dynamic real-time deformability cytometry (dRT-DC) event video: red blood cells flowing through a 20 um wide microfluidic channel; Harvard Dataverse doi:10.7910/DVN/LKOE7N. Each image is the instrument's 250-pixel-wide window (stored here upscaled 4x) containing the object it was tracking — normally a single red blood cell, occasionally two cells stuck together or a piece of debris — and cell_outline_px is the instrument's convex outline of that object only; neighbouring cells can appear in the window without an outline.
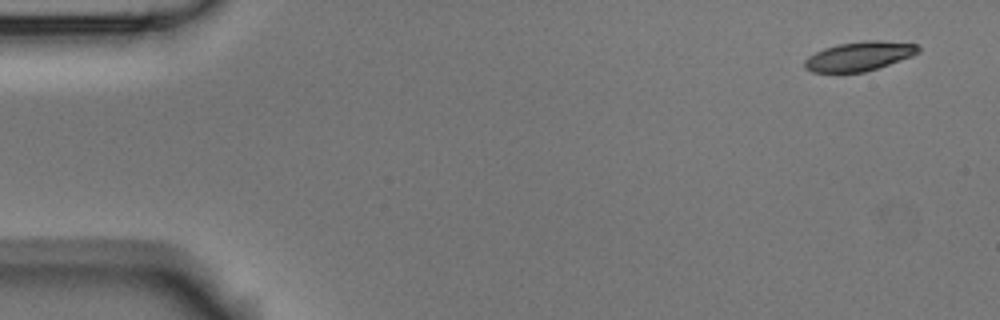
{"species": "Egyptian fruit bat (a non-hibernating species)", "species_latin": "Rousettus aegyptiacus", "temperature_condition": "room temperature", "stored_images_in_passage": 6, "camera_frame_rate_fps": 3000, "um_per_image_px": 0.085, "animal": {"sex": "male"}, "frame": {"image": 1, "passage_image": 1, "time_ms": 0.0, "image_size_px": [1000, 320], "cell_outline_px": [[920, 52], [912, 56], [864, 72], [812, 72], [804, 68], [804, 60], [808, 56], [824, 48], [836, 44], [868, 40], [880, 40], [916, 44], [920, 48]], "centroid_in_image_um": [73.02, 4.77], "position_along_channel_um": 12.0, "area_um2": 19.31}}
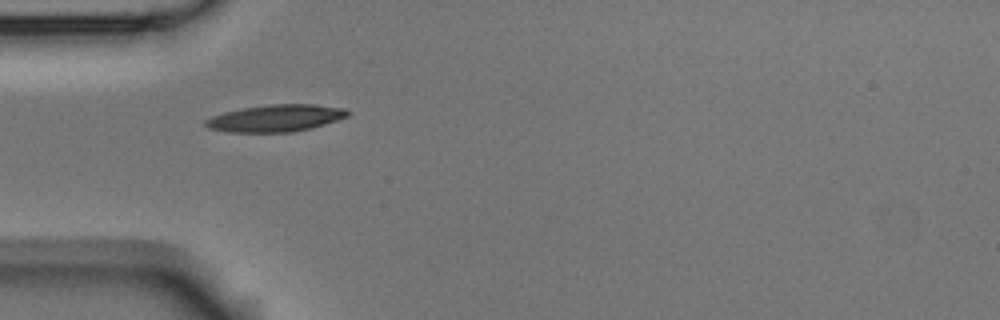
{"frame": {"image": 2, "passage_image": 5, "time_ms": 4.667, "image_size_px": [1000, 320], "cell_outline_px": [[352, 112], [348, 116], [312, 128], [292, 132], [228, 132], [208, 128], [204, 124], [204, 120], [212, 116], [224, 112], [244, 108], [268, 104], [312, 104], [344, 108]], "centroid_in_image_um": [23.43, 10.04], "position_along_channel_um": 61.6, "area_um2": 22.37}}
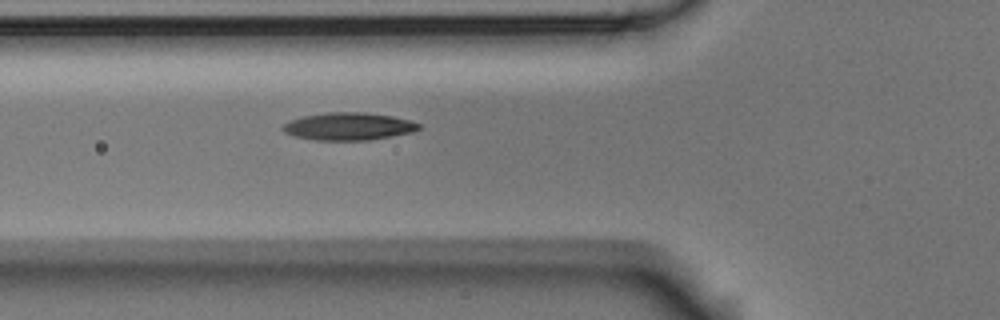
{"frame": {"image": 3, "passage_image": 6, "time_ms": 5.667, "image_size_px": [1000, 320], "cell_outline_px": [[420, 128], [412, 132], [368, 140], [316, 140], [296, 136], [284, 132], [280, 128], [288, 120], [304, 116], [328, 112], [364, 112], [392, 116], [408, 120], [420, 124]], "centroid_in_image_um": [29.59, 10.73], "position_along_channel_um": 96.2, "area_um2": 21.68}}